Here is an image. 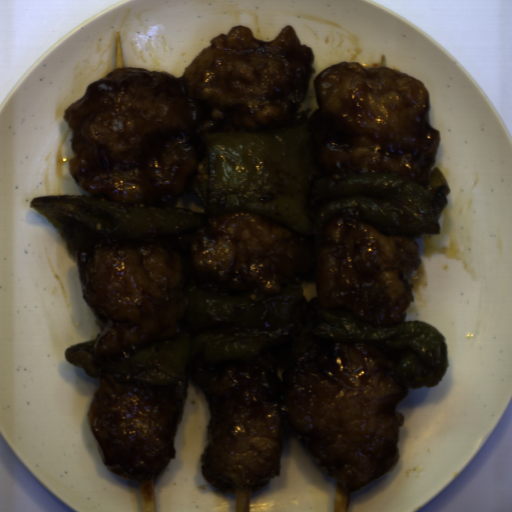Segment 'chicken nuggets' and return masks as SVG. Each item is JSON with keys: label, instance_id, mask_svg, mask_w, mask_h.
<instances>
[{"label": "chicken nuggets", "instance_id": "chicken-nuggets-1", "mask_svg": "<svg viewBox=\"0 0 512 512\" xmlns=\"http://www.w3.org/2000/svg\"><path fill=\"white\" fill-rule=\"evenodd\" d=\"M311 47L287 24L273 41L237 24L210 39L180 77L118 67L87 85L62 118L69 173L99 199L164 207L188 191L205 131L271 132L309 123L316 167L336 179L392 173L427 189L441 131L420 80L389 67L335 63L312 84Z\"/></svg>", "mask_w": 512, "mask_h": 512}, {"label": "chicken nuggets", "instance_id": "chicken-nuggets-3", "mask_svg": "<svg viewBox=\"0 0 512 512\" xmlns=\"http://www.w3.org/2000/svg\"><path fill=\"white\" fill-rule=\"evenodd\" d=\"M81 293L100 321L94 358L108 362L179 335L187 287L197 279L260 299L299 285L306 300L345 305L374 326L405 321L421 262L416 238L385 235L359 207L340 208L319 237L245 212L215 213L190 234L186 255L151 243L93 240L78 248Z\"/></svg>", "mask_w": 512, "mask_h": 512}, {"label": "chicken nuggets", "instance_id": "chicken-nuggets-2", "mask_svg": "<svg viewBox=\"0 0 512 512\" xmlns=\"http://www.w3.org/2000/svg\"><path fill=\"white\" fill-rule=\"evenodd\" d=\"M87 422L102 462L135 482L177 458L175 436L191 385L212 416L200 453L202 476L217 490L252 492L280 476L283 438L330 479L357 493L400 460V383L395 361L368 342L328 349L315 337L273 346L229 363L196 360L169 386L103 373Z\"/></svg>", "mask_w": 512, "mask_h": 512}]
</instances>
